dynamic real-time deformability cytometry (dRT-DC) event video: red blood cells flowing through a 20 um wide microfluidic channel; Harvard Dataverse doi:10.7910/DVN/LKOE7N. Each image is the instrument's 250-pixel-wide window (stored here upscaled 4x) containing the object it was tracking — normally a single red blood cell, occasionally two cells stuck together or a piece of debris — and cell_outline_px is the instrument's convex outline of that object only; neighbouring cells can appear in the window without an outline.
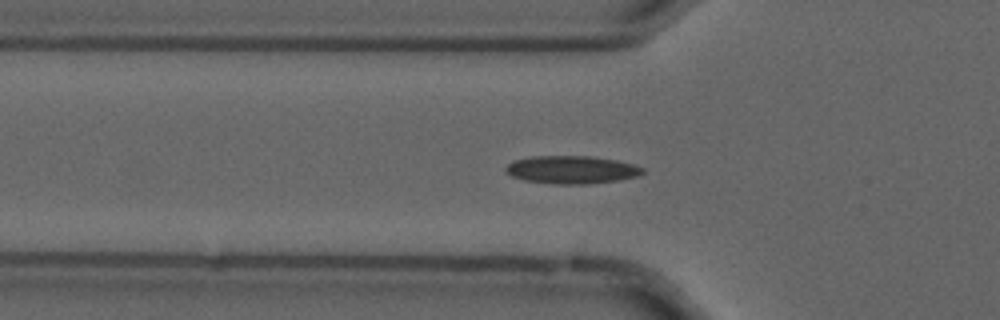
{"species": "common noctule bat (a hibernating species)", "species_latin": "Nyctalus noctula", "temperature_condition": "cold", "stored_images_in_passage": 55, "camera_frame_rate_fps": 3000, "um_per_image_px": 0.085, "animal": {"sex": "male", "forearm_length_mm": 52.5}, "frame": {"image": 1, "passage_image": 18, "time_ms": 5.667, "image_size_px": [1000, 320], "cell_outline_px": [[644, 172], [636, 176], [616, 180], [588, 184], [552, 184], [524, 180], [512, 176], [504, 172], [504, 168], [512, 160], [532, 156], [592, 156], [616, 160], [632, 164], [644, 168]], "centroid_in_image_um": [48.53, 14.42], "position_along_channel_um": 77.3, "area_um2": 22.31}}
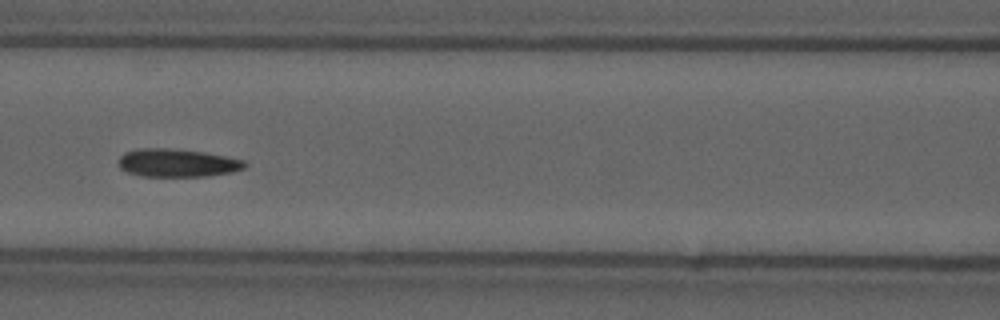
{"frame": {"image": 2, "passage_image": 24, "time_ms": 7.667, "image_size_px": [1000, 320], "cell_outline_px": [[248, 164], [244, 168], [232, 172], [208, 176], [140, 176], [128, 172], [120, 168], [120, 156], [124, 152], [140, 148], [164, 148], [204, 152], [244, 160]], "centroid_in_image_um": [15.08, 13.85], "position_along_channel_um": 151.5, "area_um2": 20.52}}
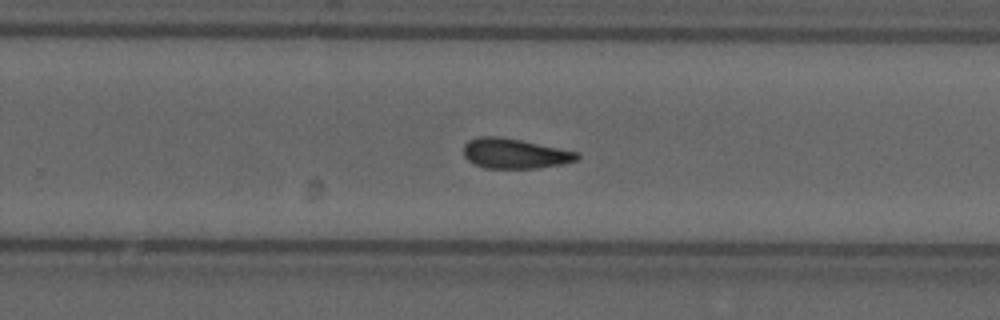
{"frame": {"image": 3, "passage_image": 35, "time_ms": 11.333, "image_size_px": [1000, 320], "cell_outline_px": [[580, 156], [576, 160], [564, 164], [536, 168], [484, 168], [468, 160], [464, 156], [464, 144], [468, 140], [480, 136], [500, 136], [580, 152]], "centroid_in_image_um": [43.76, 13.04], "position_along_channel_um": 286.0, "area_um2": 19.88}, "authors_computed_cell_mechanics": {"area_um2": 20.23, "velocity_mm_per_s": 3.6837, "shape_relaxation_time_tau1_ms": null, "shape_relaxation_time_tau2_ms": 4.2219, "deformation_change_tau1": null, "deformation_change_tau2": 0.115}}